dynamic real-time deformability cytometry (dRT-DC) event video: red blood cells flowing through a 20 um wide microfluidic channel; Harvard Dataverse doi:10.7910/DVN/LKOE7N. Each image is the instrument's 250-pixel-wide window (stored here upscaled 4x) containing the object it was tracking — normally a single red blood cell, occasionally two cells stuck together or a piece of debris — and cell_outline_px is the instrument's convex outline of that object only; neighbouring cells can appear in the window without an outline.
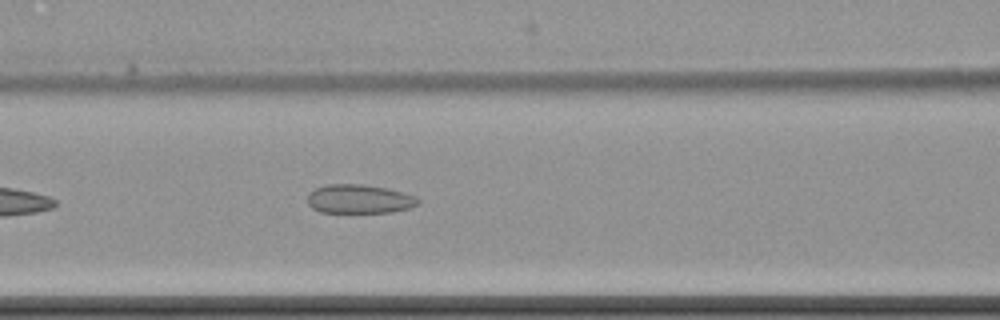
{"species": "common noctule bat (a hibernating species)", "species_latin": "Nyctalus noctula", "temperature_condition": "cold", "stored_images_in_passage": 8, "camera_frame_rate_fps": 3000, "um_per_image_px": 0.085, "animal": {"sex": "female", "body_mass_g": 22.7, "forearm_length_mm": 54.2}, "frame": {"image": 1, "passage_image": 8, "time_ms": 9.0, "image_size_px": [1000, 320], "cell_outline_px": [[420, 204], [408, 208], [392, 212], [320, 212], [312, 208], [308, 204], [308, 192], [316, 188], [328, 184], [364, 184], [388, 188], [416, 196], [420, 200]], "centroid_in_image_um": [30.54, 16.91], "position_along_channel_um": 136.1, "area_um2": 18.73}}